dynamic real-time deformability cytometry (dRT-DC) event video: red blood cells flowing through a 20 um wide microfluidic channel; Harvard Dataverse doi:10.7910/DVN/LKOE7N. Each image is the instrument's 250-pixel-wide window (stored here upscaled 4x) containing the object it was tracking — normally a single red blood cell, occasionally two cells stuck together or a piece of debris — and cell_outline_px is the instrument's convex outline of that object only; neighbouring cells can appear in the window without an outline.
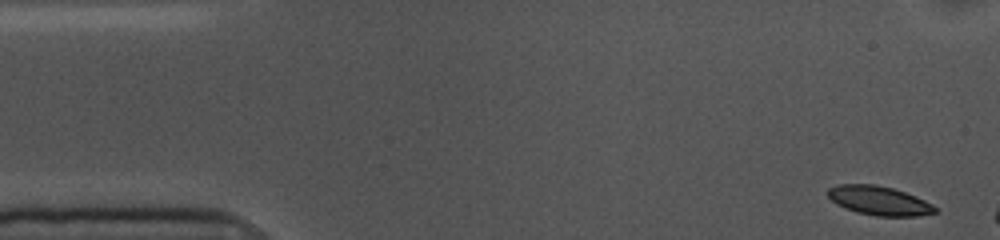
{"species": "common noctule bat (a hibernating species)", "species_latin": "Nyctalus noctula", "temperature_condition": "cold", "stored_images_in_passage": 7, "camera_frame_rate_fps": 3000, "um_per_image_px": 0.085, "animal": {"sex": "female", "body_mass_g": 10.0, "forearm_length_mm": 53.1}, "frame": {"image": 1, "passage_image": 1, "time_ms": 0.0, "image_size_px": [1000, 240], "cell_outline_px": [[936, 212], [916, 216], [876, 216], [856, 212], [844, 208], [836, 204], [828, 196], [828, 188], [836, 184], [876, 184], [892, 188], [916, 196], [932, 204], [936, 208]], "centroid_in_image_um": [74.69, 17.05], "position_along_channel_um": 10.3, "area_um2": 18.15}}